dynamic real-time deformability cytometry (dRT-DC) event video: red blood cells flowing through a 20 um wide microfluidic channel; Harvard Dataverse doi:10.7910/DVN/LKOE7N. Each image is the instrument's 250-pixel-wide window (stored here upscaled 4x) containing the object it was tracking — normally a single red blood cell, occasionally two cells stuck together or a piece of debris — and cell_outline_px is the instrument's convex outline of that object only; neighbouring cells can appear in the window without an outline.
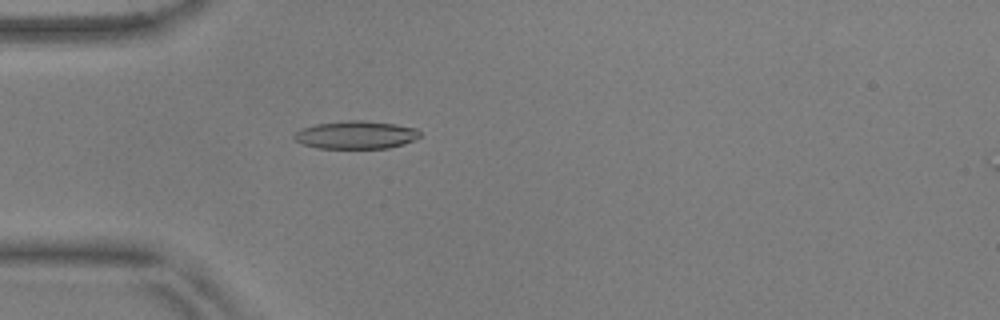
{"species": "common noctule bat (a hibernating species)", "species_latin": "Nyctalus noctula", "temperature_condition": "warm", "stored_images_in_passage": 55, "camera_frame_rate_fps": 3000, "um_per_image_px": 0.085, "animal": {"sex": "male", "body_mass_g": 17.9, "forearm_length_mm": 54.2}, "frame": {"image": 1, "passage_image": 16, "time_ms": 5.0, "image_size_px": [1000, 320], "cell_outline_px": [[420, 136], [404, 144], [388, 148], [316, 148], [304, 144], [296, 140], [292, 136], [300, 128], [316, 124], [348, 120], [364, 120], [396, 124], [416, 128], [420, 132]], "centroid_in_image_um": [30.25, 11.46], "position_along_channel_um": 54.8, "area_um2": 20.46}}
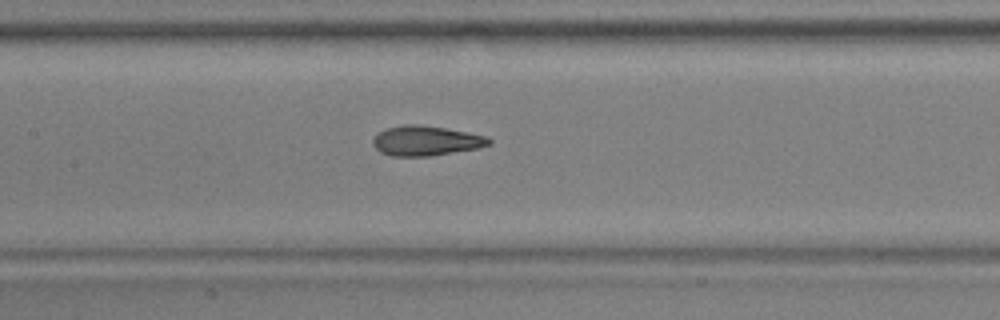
{"frame": {"image": 2, "passage_image": 26, "time_ms": 8.333, "image_size_px": [1000, 320], "cell_outline_px": [[492, 144], [476, 148], [428, 156], [392, 156], [380, 152], [372, 144], [372, 136], [376, 132], [384, 128], [404, 124], [416, 124], [444, 128], [468, 132], [488, 136], [492, 140]], "centroid_in_image_um": [36.15, 11.95], "position_along_channel_um": 171.3, "area_um2": 20.35}}
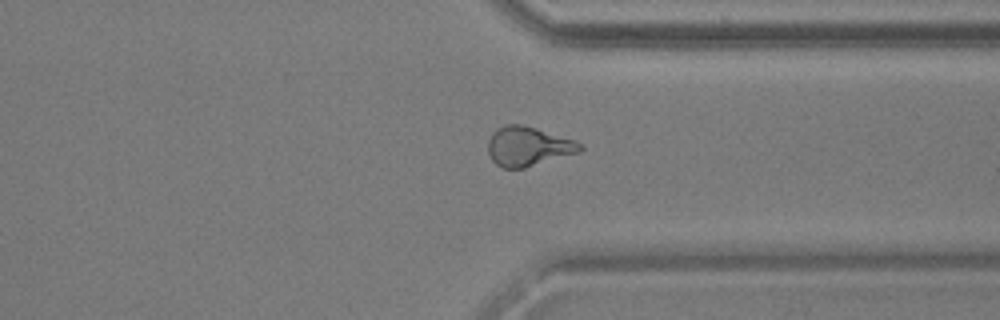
{"frame": {"image": 3, "passage_image": 42, "time_ms": 13.667, "image_size_px": [1000, 320], "cell_outline_px": [[584, 148], [580, 152], [524, 168], [500, 168], [492, 160], [488, 152], [488, 140], [492, 132], [496, 128], [508, 124], [520, 124], [536, 128], [584, 144]], "centroid_in_image_um": [44.87, 12.45], "position_along_channel_um": 366.5, "area_um2": 21.1}, "authors_computed_cell_mechanics": {"area_um2": 20.23, "velocity_mm_per_s": 3.673, "shape_relaxation_time_tau1_ms": 4.2287, "shape_relaxation_time_tau2_ms": 1.2266, "deformation_change_tau1": 0.1753, "deformation_change_tau2": 0.0931}}